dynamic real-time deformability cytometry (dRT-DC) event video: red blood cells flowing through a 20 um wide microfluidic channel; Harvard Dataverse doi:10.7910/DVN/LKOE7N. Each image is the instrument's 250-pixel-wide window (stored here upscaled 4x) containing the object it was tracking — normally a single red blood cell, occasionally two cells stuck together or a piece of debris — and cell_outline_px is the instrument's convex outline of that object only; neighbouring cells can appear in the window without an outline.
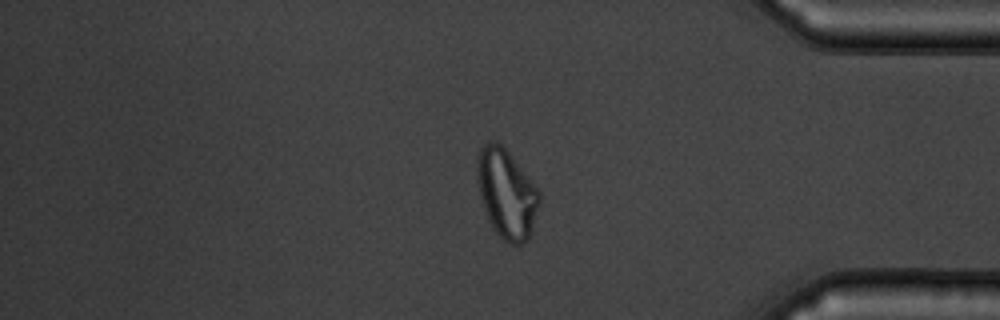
{"species": "common noctule bat (a hibernating species)", "species_latin": "Nyctalus noctula", "temperature_condition": "warm", "stored_images_in_passage": 54, "camera_frame_rate_fps": 3000, "um_per_image_px": 0.085, "animal": {"sex": "male", "body_mass_g": 19.5, "forearm_length_mm": 54.6}, "frame": {"image": 1, "passage_image": 46, "time_ms": 15.0, "image_size_px": [1000, 320], "cell_outline_px": [[540, 200], [532, 228], [528, 240], [520, 244], [508, 244], [492, 228], [488, 220], [480, 196], [476, 180], [476, 156], [480, 148], [484, 144], [496, 140], [508, 152], [540, 192]], "centroid_in_image_um": [43.02, 16.46], "position_along_channel_um": 392.2, "area_um2": 32.14}}
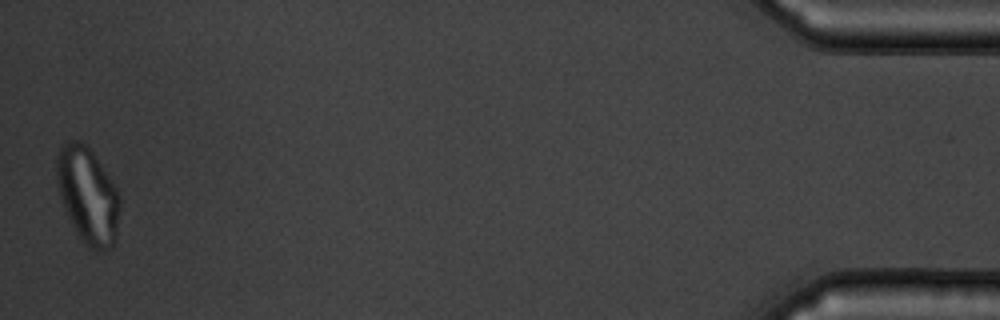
{"frame": {"image": 2, "passage_image": 54, "time_ms": 17.667, "image_size_px": [1000, 320], "cell_outline_px": [[120, 204], [116, 240], [112, 248], [104, 252], [100, 252], [88, 248], [72, 224], [64, 208], [56, 176], [56, 156], [60, 144], [72, 140], [80, 140], [92, 152], [112, 180], [120, 196]], "centroid_in_image_um": [7.48, 16.62], "position_along_channel_um": 427.7, "area_um2": 35.49}}